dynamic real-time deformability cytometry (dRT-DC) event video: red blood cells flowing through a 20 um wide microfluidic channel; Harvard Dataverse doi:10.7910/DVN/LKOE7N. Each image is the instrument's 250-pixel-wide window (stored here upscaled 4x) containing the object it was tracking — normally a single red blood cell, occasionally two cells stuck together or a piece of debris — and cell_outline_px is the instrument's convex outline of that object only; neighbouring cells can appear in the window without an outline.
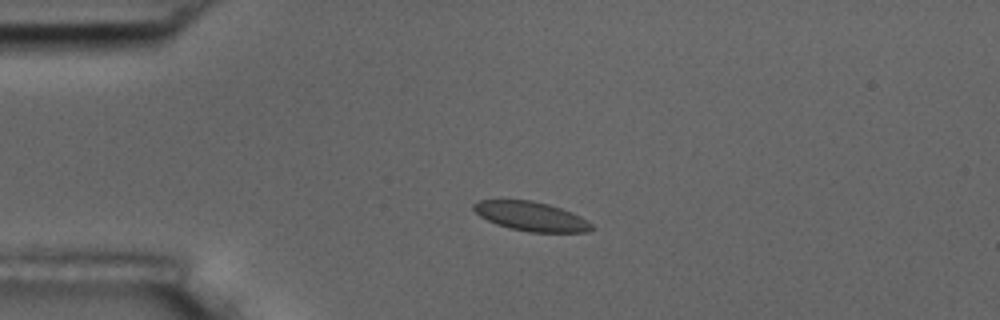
{"species": "common noctule bat (a hibernating species)", "species_latin": "Nyctalus noctula", "temperature_condition": "room temperature", "stored_images_in_passage": 43, "camera_frame_rate_fps": 3000, "um_per_image_px": 0.085, "animal": {"sex": "male", "body_mass_g": 17.5, "forearm_length_mm": 52.3}, "frame": {"image": 1, "passage_image": 1, "time_ms": 0.0, "image_size_px": [1000, 320], "cell_outline_px": [[596, 228], [588, 232], [528, 232], [508, 228], [496, 224], [480, 216], [472, 208], [472, 204], [480, 200], [532, 200], [548, 204], [572, 212], [588, 220]], "centroid_in_image_um": [45.17, 18.39], "position_along_channel_um": 39.8, "area_um2": 20.23}}
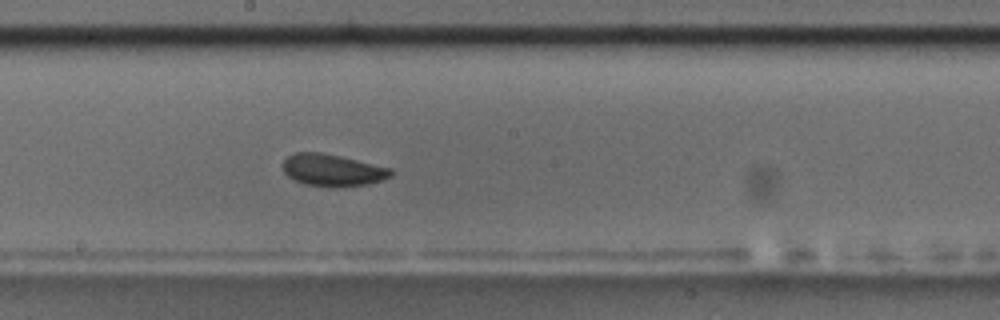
{"frame": {"image": 2, "passage_image": 18, "time_ms": 5.667, "image_size_px": [1000, 320], "cell_outline_px": [[392, 176], [368, 184], [332, 188], [328, 188], [304, 184], [288, 176], [284, 172], [284, 160], [288, 156], [296, 152], [320, 152], [340, 156], [392, 168]], "centroid_in_image_um": [28.27, 14.47], "position_along_channel_um": 219.9, "area_um2": 20.17}}
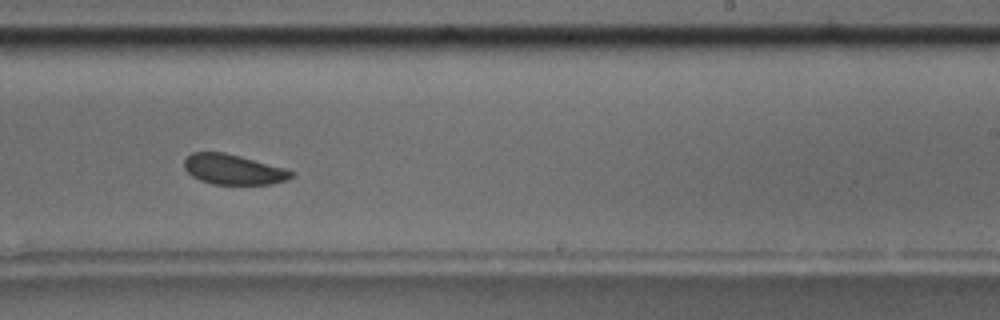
{"frame": {"image": 3, "passage_image": 22, "time_ms": 7.0, "image_size_px": [1000, 320], "cell_outline_px": [[296, 172], [288, 180], [272, 184], [212, 184], [200, 180], [192, 176], [184, 168], [184, 160], [192, 152], [224, 152], [240, 156], [284, 168]], "centroid_in_image_um": [19.83, 14.41], "position_along_channel_um": 269.2, "area_um2": 18.79}, "authors_computed_cell_mechanics": {"area_um2": 19.941, "velocity_mm_per_s": 3.6958, "shape_relaxation_time_tau1_ms": 4.3654, "shape_relaxation_time_tau2_ms": 2.9526, "deformation_change_tau1": 0.0643, "deformation_change_tau2": 0.0557}}